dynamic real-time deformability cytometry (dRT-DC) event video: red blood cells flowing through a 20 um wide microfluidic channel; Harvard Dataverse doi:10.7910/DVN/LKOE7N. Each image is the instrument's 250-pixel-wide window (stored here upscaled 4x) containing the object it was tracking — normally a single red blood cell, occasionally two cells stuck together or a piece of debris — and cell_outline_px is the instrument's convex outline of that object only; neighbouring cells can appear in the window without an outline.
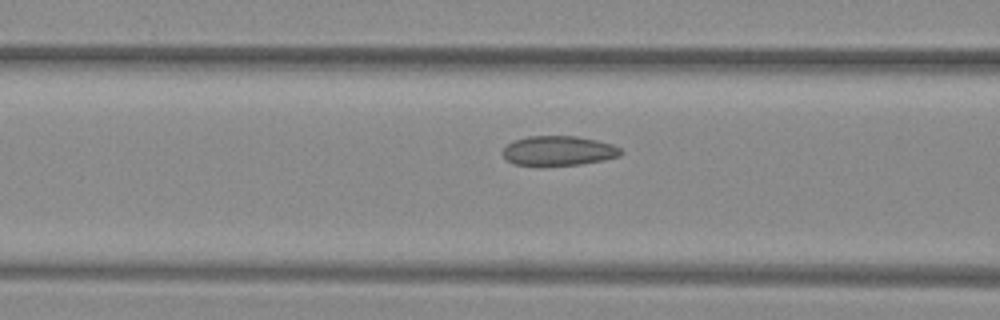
{"species": "common noctule bat (a hibernating species)", "species_latin": "Nyctalus noctula", "temperature_condition": "warm", "stored_images_in_passage": 21, "camera_frame_rate_fps": 3000, "um_per_image_px": 0.085, "animal": {"sex": "female", "body_mass_g": 29.2, "forearm_length_mm": 56.3}, "frame": {"image": 1, "passage_image": 7, "time_ms": 2.0, "image_size_px": [1000, 320], "cell_outline_px": [[624, 152], [620, 156], [604, 160], [580, 164], [540, 168], [512, 164], [504, 156], [504, 148], [508, 144], [516, 140], [528, 136], [576, 136], [596, 140], [612, 144], [620, 148]], "centroid_in_image_um": [47.47, 12.85], "position_along_channel_um": 119.1, "area_um2": 20.92}}
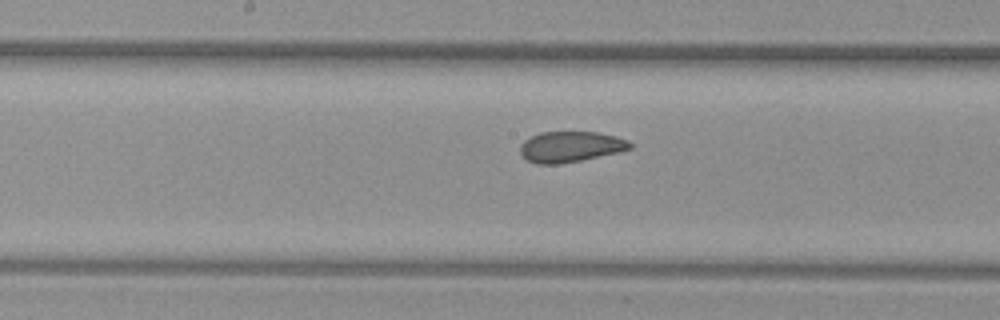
{"frame": {"image": 2, "passage_image": 13, "time_ms": 4.0, "image_size_px": [1000, 320], "cell_outline_px": [[632, 148], [620, 152], [560, 164], [536, 164], [528, 160], [520, 152], [520, 144], [524, 140], [540, 132], [596, 132], [616, 136], [628, 140], [632, 144]], "centroid_in_image_um": [48.5, 12.47], "position_along_channel_um": 199.7, "area_um2": 19.65}}
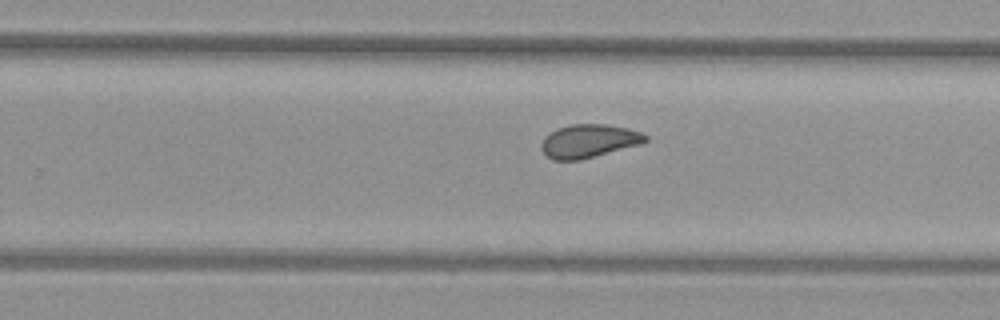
{"frame": {"image": 3, "passage_image": 19, "time_ms": 6.0, "image_size_px": [1000, 320], "cell_outline_px": [[648, 140], [640, 144], [580, 160], [552, 160], [540, 148], [540, 144], [544, 136], [556, 128], [572, 124], [604, 124], [628, 128], [640, 132], [648, 136]], "centroid_in_image_um": [50.02, 11.98], "position_along_channel_um": 279.8, "area_um2": 20.23}}